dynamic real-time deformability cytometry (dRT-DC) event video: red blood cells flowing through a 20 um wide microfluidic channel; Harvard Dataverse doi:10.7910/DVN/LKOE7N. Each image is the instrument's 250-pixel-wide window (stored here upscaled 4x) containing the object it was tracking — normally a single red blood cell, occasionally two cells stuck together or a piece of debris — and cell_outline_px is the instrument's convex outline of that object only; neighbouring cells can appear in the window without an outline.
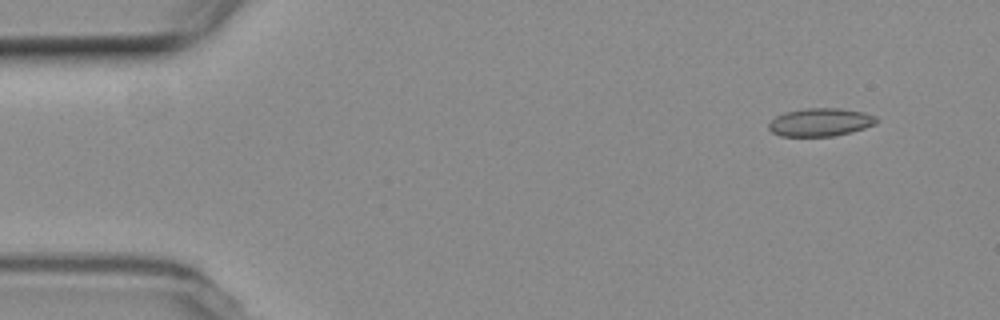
{"species": "common noctule bat (a hibernating species)", "species_latin": "Nyctalus noctula", "temperature_condition": "room temperature", "stored_images_in_passage": 5, "camera_frame_rate_fps": 3000, "um_per_image_px": 0.085, "animal": {"sex": "female", "body_mass_g": 19.3, "forearm_length_mm": 54.1}, "frame": {"image": 1, "passage_image": 2, "time_ms": 1.0, "image_size_px": [1000, 320], "cell_outline_px": [[876, 124], [852, 132], [832, 136], [780, 136], [772, 132], [768, 128], [768, 124], [776, 116], [784, 112], [808, 108], [840, 108], [864, 112], [876, 116]], "centroid_in_image_um": [69.72, 10.39], "position_along_channel_um": 15.3, "area_um2": 17.63}}